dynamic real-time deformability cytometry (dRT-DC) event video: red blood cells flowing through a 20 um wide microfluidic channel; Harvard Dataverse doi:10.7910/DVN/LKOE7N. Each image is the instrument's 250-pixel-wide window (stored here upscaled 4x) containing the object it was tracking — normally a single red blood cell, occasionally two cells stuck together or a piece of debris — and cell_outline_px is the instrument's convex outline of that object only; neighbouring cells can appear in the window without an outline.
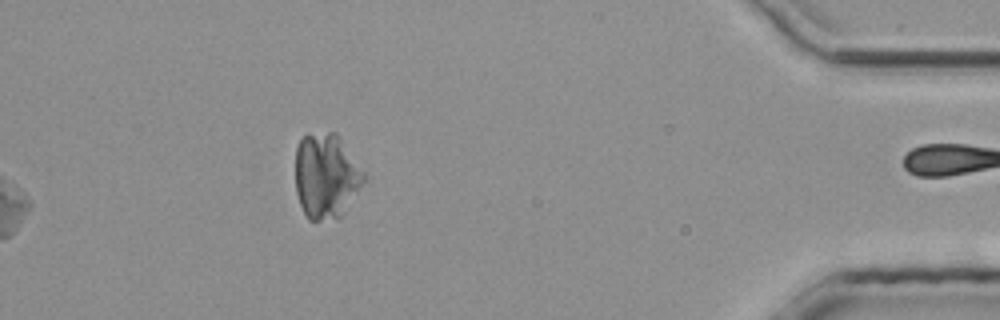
{"species": "common noctule bat (a hibernating species)", "species_latin": "Nyctalus noctula", "temperature_condition": "room temperature", "stored_images_in_passage": 26, "segment_of_instrument_passage": [2, 2], "camera_frame_rate_fps": 3000, "um_per_image_px": 0.085, "animal": {"sex": "male", "body_mass_g": 20.4}, "frame": {"image": 1, "passage_image": 26, "time_ms": 8.333, "image_size_px": [1000, 320], "cell_outline_px": [[368, 180], [344, 216], [336, 220], [308, 220], [300, 204], [296, 192], [296, 148], [300, 140], [304, 136], [328, 132], [336, 132], [368, 176]], "centroid_in_image_um": [27.79, 15.02], "position_along_channel_um": 407.4, "area_um2": 34.8}}